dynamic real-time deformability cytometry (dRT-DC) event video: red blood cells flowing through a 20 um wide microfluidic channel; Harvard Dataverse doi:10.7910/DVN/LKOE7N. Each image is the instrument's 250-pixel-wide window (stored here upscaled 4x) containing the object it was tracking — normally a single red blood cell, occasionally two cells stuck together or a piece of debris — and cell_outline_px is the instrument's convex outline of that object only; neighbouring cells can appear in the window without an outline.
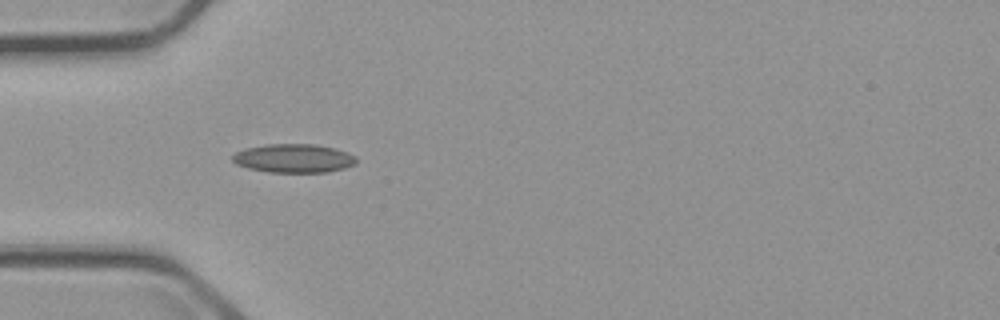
{"species": "common noctule bat (a hibernating species)", "species_latin": "Nyctalus noctula", "temperature_condition": "cold", "stored_images_in_passage": 4, "camera_frame_rate_fps": 3000, "um_per_image_px": 0.085, "animal": {"sex": "male", "body_mass_g": 23.1, "forearm_length_mm": 52.7}, "frame": {"image": 1, "passage_image": 1, "time_ms": 0.0, "image_size_px": [1000, 320], "cell_outline_px": [[356, 164], [344, 168], [328, 172], [268, 172], [248, 168], [236, 164], [232, 160], [232, 156], [236, 152], [248, 148], [268, 144], [316, 144], [336, 148], [348, 152], [356, 156]], "centroid_in_image_um": [25.0, 13.45], "position_along_channel_um": 60.0, "area_um2": 20.75}}
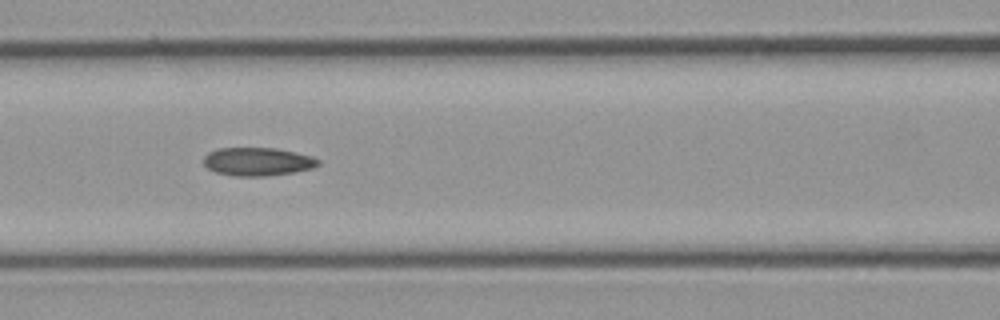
{"frame": {"image": 2, "passage_image": 3, "time_ms": 2.333, "image_size_px": [1000, 320], "cell_outline_px": [[320, 164], [312, 168], [292, 172], [264, 176], [232, 176], [216, 172], [208, 168], [204, 164], [204, 156], [208, 152], [216, 148], [276, 148], [312, 156], [320, 160]], "centroid_in_image_um": [21.88, 13.73], "position_along_channel_um": 144.7, "area_um2": 18.84}}
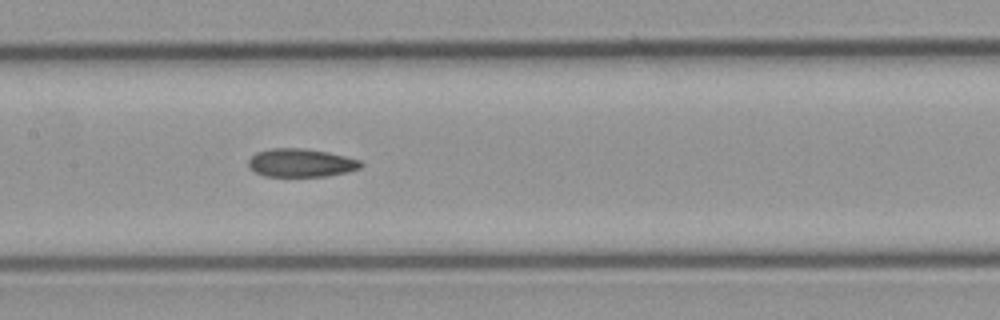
{"frame": {"image": 3, "passage_image": 4, "time_ms": 3.333, "image_size_px": [1000, 320], "cell_outline_px": [[364, 164], [360, 168], [348, 172], [324, 176], [264, 176], [248, 168], [248, 160], [256, 152], [272, 148], [304, 148], [328, 152], [360, 160]], "centroid_in_image_um": [25.57, 13.84], "position_along_channel_um": 181.8, "area_um2": 18.55}}